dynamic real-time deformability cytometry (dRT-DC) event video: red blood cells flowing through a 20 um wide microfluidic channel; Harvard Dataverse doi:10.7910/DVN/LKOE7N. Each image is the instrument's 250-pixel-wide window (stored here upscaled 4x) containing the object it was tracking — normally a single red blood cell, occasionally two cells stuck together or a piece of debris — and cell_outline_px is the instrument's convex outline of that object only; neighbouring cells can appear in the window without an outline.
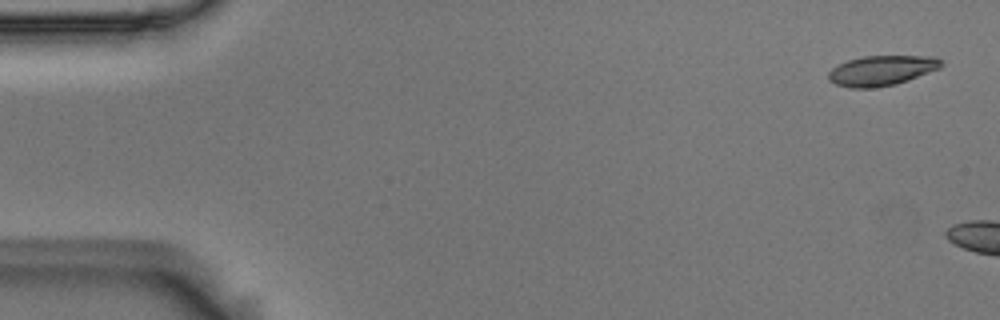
{"species": "Egyptian fruit bat (a non-hibernating species)", "species_latin": "Rousettus aegyptiacus", "temperature_condition": "room temperature", "stored_images_in_passage": 2, "camera_frame_rate_fps": 3000, "um_per_image_px": 0.085, "animal": {"sex": "male"}, "frame": {"image": 1, "passage_image": 1, "time_ms": 0.0, "image_size_px": [1000, 320], "cell_outline_px": [[944, 64], [940, 68], [908, 80], [896, 84], [876, 88], [852, 88], [836, 84], [828, 80], [828, 72], [832, 68], [848, 60], [864, 56], [936, 56]], "centroid_in_image_um": [74.94, 6.0], "position_along_channel_um": 10.1, "area_um2": 19.77}}